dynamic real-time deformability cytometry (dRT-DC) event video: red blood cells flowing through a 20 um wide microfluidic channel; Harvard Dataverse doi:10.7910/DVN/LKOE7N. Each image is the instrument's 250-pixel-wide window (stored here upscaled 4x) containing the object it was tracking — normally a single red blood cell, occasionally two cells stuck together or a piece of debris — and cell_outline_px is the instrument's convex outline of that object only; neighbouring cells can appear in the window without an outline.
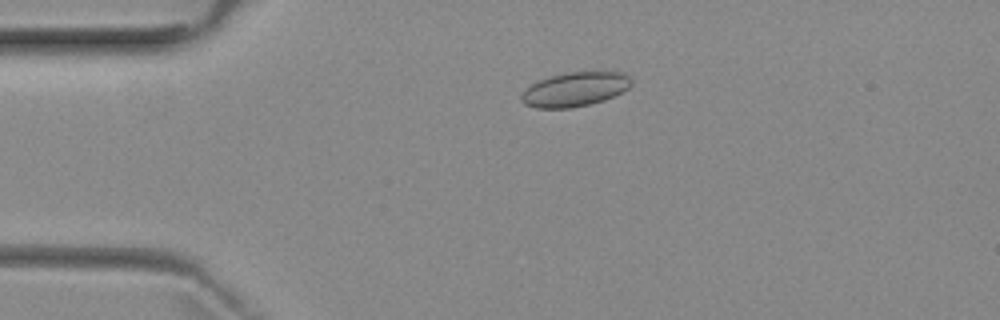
{"species": "common noctule bat (a hibernating species)", "species_latin": "Nyctalus noctula", "temperature_condition": "room temperature", "stored_images_in_passage": 5, "camera_frame_rate_fps": 3000, "um_per_image_px": 0.085, "animal": {"sex": "female", "body_mass_g": 29.2, "forearm_length_mm": 56.3}, "frame": {"image": 1, "passage_image": 4, "time_ms": 3.667, "image_size_px": [1000, 320], "cell_outline_px": [[632, 84], [628, 88], [604, 100], [572, 108], [536, 108], [524, 104], [520, 100], [520, 96], [532, 84], [540, 80], [552, 76], [572, 72], [624, 72], [632, 80]], "centroid_in_image_um": [48.87, 7.6], "position_along_channel_um": 36.1, "area_um2": 21.62}}